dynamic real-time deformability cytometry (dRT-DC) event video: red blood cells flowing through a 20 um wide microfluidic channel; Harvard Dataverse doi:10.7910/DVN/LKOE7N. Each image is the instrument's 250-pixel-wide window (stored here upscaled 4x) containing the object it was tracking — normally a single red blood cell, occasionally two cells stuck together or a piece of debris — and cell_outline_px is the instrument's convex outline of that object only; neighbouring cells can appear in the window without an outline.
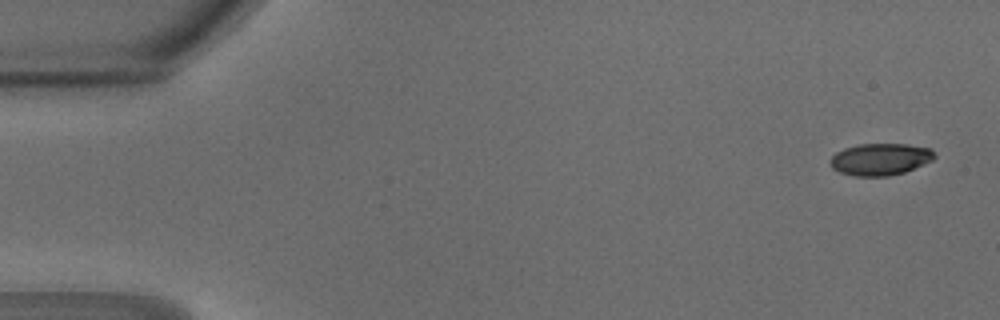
{"species": "common noctule bat (a hibernating species)", "species_latin": "Nyctalus noctula", "temperature_condition": "warm", "stored_images_in_passage": 47, "camera_frame_rate_fps": 3000, "um_per_image_px": 0.085, "animal": {"sex": "male", "body_mass_g": 18.8}, "frame": {"image": 1, "passage_image": 2, "time_ms": 0.333, "image_size_px": [1000, 320], "cell_outline_px": [[936, 156], [932, 160], [904, 172], [888, 176], [852, 176], [840, 172], [832, 168], [828, 160], [836, 152], [844, 148], [856, 144], [908, 144], [932, 148]], "centroid_in_image_um": [74.8, 13.53], "position_along_channel_um": 10.2, "area_um2": 19.54}}
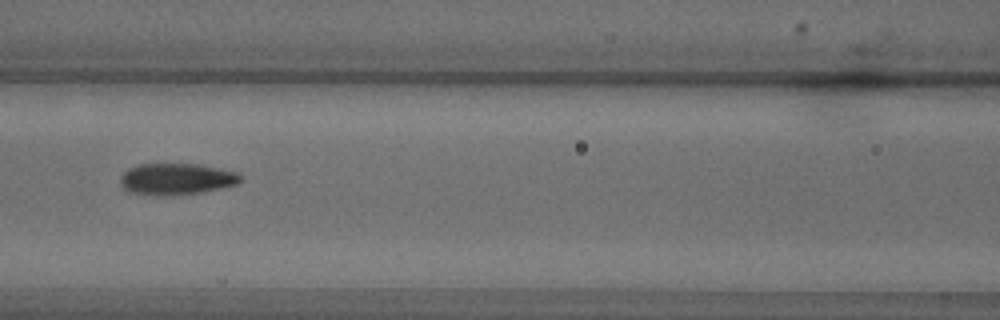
{"frame": {"image": 2, "passage_image": 21, "time_ms": 6.667, "image_size_px": [1000, 320], "cell_outline_px": [[244, 176], [236, 184], [224, 188], [200, 192], [164, 196], [156, 196], [132, 192], [124, 188], [120, 184], [120, 176], [128, 168], [140, 164], [196, 164], [240, 172]], "centroid_in_image_um": [15.02, 15.21], "position_along_channel_um": 151.6, "area_um2": 22.14}}
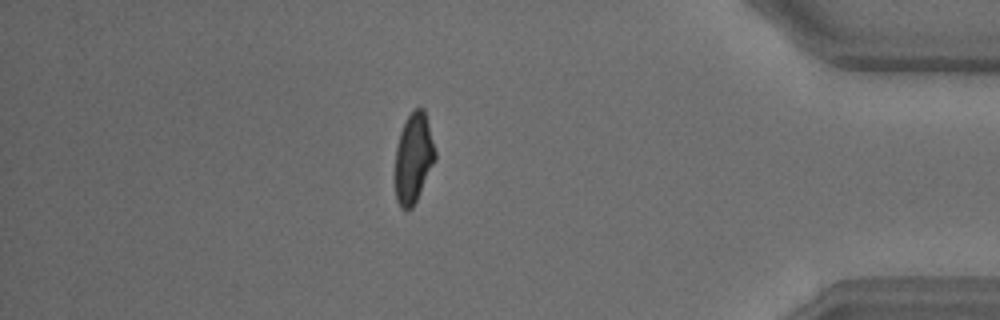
{"frame": {"image": 3, "passage_image": 41, "time_ms": 13.333, "image_size_px": [1000, 320], "cell_outline_px": [[436, 160], [412, 208], [400, 208], [396, 200], [396, 148], [400, 132], [412, 108], [424, 108], [436, 152]], "centroid_in_image_um": [35.16, 13.41], "position_along_channel_um": 400.0, "area_um2": 20.75}, "authors_computed_cell_mechanics": {"area_um2": 21.2126, "velocity_mm_per_s": 4.2751, "shape_relaxation_time_tau1_ms": 3.7329, "shape_relaxation_time_tau2_ms": 1.388, "deformation_change_tau1": 0.1666, "deformation_change_tau2": 0.0775}}